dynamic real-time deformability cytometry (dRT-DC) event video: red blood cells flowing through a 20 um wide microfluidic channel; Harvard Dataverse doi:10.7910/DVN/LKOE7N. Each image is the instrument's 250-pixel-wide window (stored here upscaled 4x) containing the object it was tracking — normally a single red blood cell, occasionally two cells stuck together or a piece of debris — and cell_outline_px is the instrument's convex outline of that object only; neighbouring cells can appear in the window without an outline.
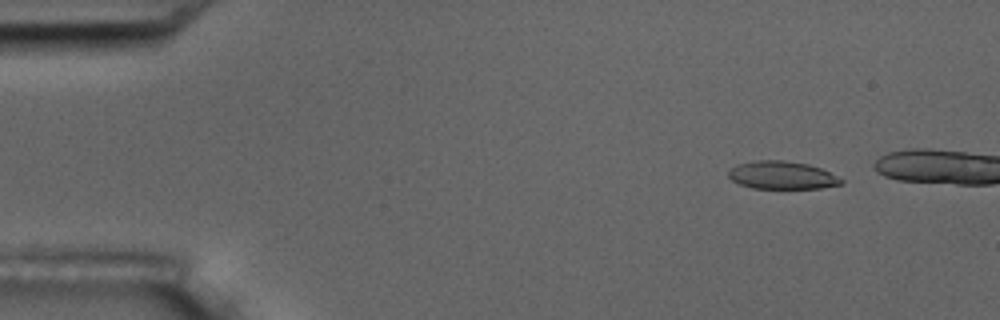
{"species": "common noctule bat (a hibernating species)", "species_latin": "Nyctalus noctula", "temperature_condition": "room temperature", "stored_images_in_passage": 4, "camera_frame_rate_fps": 3000, "um_per_image_px": 0.085, "animal": {"sex": "male", "body_mass_g": 17.5, "forearm_length_mm": 52.3}, "frame": {"image": 1, "passage_image": 1, "time_ms": 0.0, "image_size_px": [1000, 320], "cell_outline_px": [[844, 184], [820, 188], [752, 188], [740, 184], [732, 180], [728, 176], [728, 172], [736, 164], [756, 160], [784, 160], [808, 164], [820, 168], [844, 180]], "centroid_in_image_um": [66.46, 14.89], "position_along_channel_um": 18.5, "area_um2": 18.26}}